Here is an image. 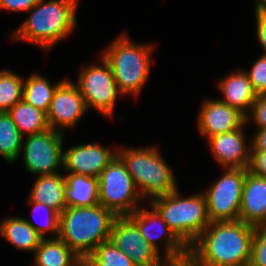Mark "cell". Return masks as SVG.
<instances>
[{
  "label": "cell",
  "instance_id": "cell-2",
  "mask_svg": "<svg viewBox=\"0 0 266 266\" xmlns=\"http://www.w3.org/2000/svg\"><path fill=\"white\" fill-rule=\"evenodd\" d=\"M116 215L101 204L66 207L60 213L59 238L81 259L109 240Z\"/></svg>",
  "mask_w": 266,
  "mask_h": 266
},
{
  "label": "cell",
  "instance_id": "cell-7",
  "mask_svg": "<svg viewBox=\"0 0 266 266\" xmlns=\"http://www.w3.org/2000/svg\"><path fill=\"white\" fill-rule=\"evenodd\" d=\"M98 181L99 204L116 216H128L140 207L143 198L118 155L101 172Z\"/></svg>",
  "mask_w": 266,
  "mask_h": 266
},
{
  "label": "cell",
  "instance_id": "cell-24",
  "mask_svg": "<svg viewBox=\"0 0 266 266\" xmlns=\"http://www.w3.org/2000/svg\"><path fill=\"white\" fill-rule=\"evenodd\" d=\"M63 81L61 80L51 85L44 76L34 73L23 82L22 99L26 103L47 113L54 92Z\"/></svg>",
  "mask_w": 266,
  "mask_h": 266
},
{
  "label": "cell",
  "instance_id": "cell-29",
  "mask_svg": "<svg viewBox=\"0 0 266 266\" xmlns=\"http://www.w3.org/2000/svg\"><path fill=\"white\" fill-rule=\"evenodd\" d=\"M248 266H266V224L255 226Z\"/></svg>",
  "mask_w": 266,
  "mask_h": 266
},
{
  "label": "cell",
  "instance_id": "cell-30",
  "mask_svg": "<svg viewBox=\"0 0 266 266\" xmlns=\"http://www.w3.org/2000/svg\"><path fill=\"white\" fill-rule=\"evenodd\" d=\"M250 71L246 72L252 88L257 95H266V55H262L252 64Z\"/></svg>",
  "mask_w": 266,
  "mask_h": 266
},
{
  "label": "cell",
  "instance_id": "cell-21",
  "mask_svg": "<svg viewBox=\"0 0 266 266\" xmlns=\"http://www.w3.org/2000/svg\"><path fill=\"white\" fill-rule=\"evenodd\" d=\"M0 236L17 249L35 252L42 237L22 217H8L0 223Z\"/></svg>",
  "mask_w": 266,
  "mask_h": 266
},
{
  "label": "cell",
  "instance_id": "cell-3",
  "mask_svg": "<svg viewBox=\"0 0 266 266\" xmlns=\"http://www.w3.org/2000/svg\"><path fill=\"white\" fill-rule=\"evenodd\" d=\"M78 3L79 0H40L12 39L26 40L49 51L75 29Z\"/></svg>",
  "mask_w": 266,
  "mask_h": 266
},
{
  "label": "cell",
  "instance_id": "cell-23",
  "mask_svg": "<svg viewBox=\"0 0 266 266\" xmlns=\"http://www.w3.org/2000/svg\"><path fill=\"white\" fill-rule=\"evenodd\" d=\"M7 113L23 136L39 134L50 129L47 113L26 103L23 99Z\"/></svg>",
  "mask_w": 266,
  "mask_h": 266
},
{
  "label": "cell",
  "instance_id": "cell-32",
  "mask_svg": "<svg viewBox=\"0 0 266 266\" xmlns=\"http://www.w3.org/2000/svg\"><path fill=\"white\" fill-rule=\"evenodd\" d=\"M248 171L256 176L266 177V151L251 150Z\"/></svg>",
  "mask_w": 266,
  "mask_h": 266
},
{
  "label": "cell",
  "instance_id": "cell-36",
  "mask_svg": "<svg viewBox=\"0 0 266 266\" xmlns=\"http://www.w3.org/2000/svg\"><path fill=\"white\" fill-rule=\"evenodd\" d=\"M165 263V264H164ZM160 266H200L190 255L176 260H165Z\"/></svg>",
  "mask_w": 266,
  "mask_h": 266
},
{
  "label": "cell",
  "instance_id": "cell-15",
  "mask_svg": "<svg viewBox=\"0 0 266 266\" xmlns=\"http://www.w3.org/2000/svg\"><path fill=\"white\" fill-rule=\"evenodd\" d=\"M197 122L200 133L207 139L238 130L247 123L243 113L219 99L204 101Z\"/></svg>",
  "mask_w": 266,
  "mask_h": 266
},
{
  "label": "cell",
  "instance_id": "cell-33",
  "mask_svg": "<svg viewBox=\"0 0 266 266\" xmlns=\"http://www.w3.org/2000/svg\"><path fill=\"white\" fill-rule=\"evenodd\" d=\"M40 0H0V9L16 12L27 11L36 5Z\"/></svg>",
  "mask_w": 266,
  "mask_h": 266
},
{
  "label": "cell",
  "instance_id": "cell-6",
  "mask_svg": "<svg viewBox=\"0 0 266 266\" xmlns=\"http://www.w3.org/2000/svg\"><path fill=\"white\" fill-rule=\"evenodd\" d=\"M117 152L142 198L152 200L178 189L173 172L156 148H120Z\"/></svg>",
  "mask_w": 266,
  "mask_h": 266
},
{
  "label": "cell",
  "instance_id": "cell-34",
  "mask_svg": "<svg viewBox=\"0 0 266 266\" xmlns=\"http://www.w3.org/2000/svg\"><path fill=\"white\" fill-rule=\"evenodd\" d=\"M255 14L257 22V38L264 49L263 55H266V9H255Z\"/></svg>",
  "mask_w": 266,
  "mask_h": 266
},
{
  "label": "cell",
  "instance_id": "cell-28",
  "mask_svg": "<svg viewBox=\"0 0 266 266\" xmlns=\"http://www.w3.org/2000/svg\"><path fill=\"white\" fill-rule=\"evenodd\" d=\"M29 204L32 205L33 211L32 212H40V211H45L46 213V220L44 221L46 224H42L39 226L38 224L36 225L29 219H25L27 223H29L35 230L36 232L42 237L46 238L45 232L50 231L52 232L55 238L59 236V222H60V213H58L56 210L52 209L51 207L46 206L44 203H37V202H32L29 199Z\"/></svg>",
  "mask_w": 266,
  "mask_h": 266
},
{
  "label": "cell",
  "instance_id": "cell-25",
  "mask_svg": "<svg viewBox=\"0 0 266 266\" xmlns=\"http://www.w3.org/2000/svg\"><path fill=\"white\" fill-rule=\"evenodd\" d=\"M7 112H0V155L8 162H14L21 154L25 141Z\"/></svg>",
  "mask_w": 266,
  "mask_h": 266
},
{
  "label": "cell",
  "instance_id": "cell-37",
  "mask_svg": "<svg viewBox=\"0 0 266 266\" xmlns=\"http://www.w3.org/2000/svg\"><path fill=\"white\" fill-rule=\"evenodd\" d=\"M255 9H266V0H256Z\"/></svg>",
  "mask_w": 266,
  "mask_h": 266
},
{
  "label": "cell",
  "instance_id": "cell-16",
  "mask_svg": "<svg viewBox=\"0 0 266 266\" xmlns=\"http://www.w3.org/2000/svg\"><path fill=\"white\" fill-rule=\"evenodd\" d=\"M227 133L209 137L212 153L223 168L248 169L250 163L251 146L246 145L243 127ZM249 148V149H248Z\"/></svg>",
  "mask_w": 266,
  "mask_h": 266
},
{
  "label": "cell",
  "instance_id": "cell-35",
  "mask_svg": "<svg viewBox=\"0 0 266 266\" xmlns=\"http://www.w3.org/2000/svg\"><path fill=\"white\" fill-rule=\"evenodd\" d=\"M250 143L251 150L266 151V128L258 129L255 135H253Z\"/></svg>",
  "mask_w": 266,
  "mask_h": 266
},
{
  "label": "cell",
  "instance_id": "cell-17",
  "mask_svg": "<svg viewBox=\"0 0 266 266\" xmlns=\"http://www.w3.org/2000/svg\"><path fill=\"white\" fill-rule=\"evenodd\" d=\"M239 220L253 226L266 224V177L256 176L247 171Z\"/></svg>",
  "mask_w": 266,
  "mask_h": 266
},
{
  "label": "cell",
  "instance_id": "cell-11",
  "mask_svg": "<svg viewBox=\"0 0 266 266\" xmlns=\"http://www.w3.org/2000/svg\"><path fill=\"white\" fill-rule=\"evenodd\" d=\"M109 240L126 254L136 266H160L161 254L140 233L138 226L128 216H117Z\"/></svg>",
  "mask_w": 266,
  "mask_h": 266
},
{
  "label": "cell",
  "instance_id": "cell-13",
  "mask_svg": "<svg viewBox=\"0 0 266 266\" xmlns=\"http://www.w3.org/2000/svg\"><path fill=\"white\" fill-rule=\"evenodd\" d=\"M87 110L78 87L64 79L55 90L47 111L50 129L56 130L55 126H59L58 130L64 133L63 129L74 127Z\"/></svg>",
  "mask_w": 266,
  "mask_h": 266
},
{
  "label": "cell",
  "instance_id": "cell-5",
  "mask_svg": "<svg viewBox=\"0 0 266 266\" xmlns=\"http://www.w3.org/2000/svg\"><path fill=\"white\" fill-rule=\"evenodd\" d=\"M126 34L115 39L100 55L112 68L119 92L138 96L150 75L153 46L133 43Z\"/></svg>",
  "mask_w": 266,
  "mask_h": 266
},
{
  "label": "cell",
  "instance_id": "cell-19",
  "mask_svg": "<svg viewBox=\"0 0 266 266\" xmlns=\"http://www.w3.org/2000/svg\"><path fill=\"white\" fill-rule=\"evenodd\" d=\"M29 199L32 202L44 203L58 213L66 207V179L59 173L40 175L32 186Z\"/></svg>",
  "mask_w": 266,
  "mask_h": 266
},
{
  "label": "cell",
  "instance_id": "cell-18",
  "mask_svg": "<svg viewBox=\"0 0 266 266\" xmlns=\"http://www.w3.org/2000/svg\"><path fill=\"white\" fill-rule=\"evenodd\" d=\"M218 87L223 95V98L219 100L248 116L247 112L251 111L257 94L254 92L245 70H236L223 79L221 78Z\"/></svg>",
  "mask_w": 266,
  "mask_h": 266
},
{
  "label": "cell",
  "instance_id": "cell-1",
  "mask_svg": "<svg viewBox=\"0 0 266 266\" xmlns=\"http://www.w3.org/2000/svg\"><path fill=\"white\" fill-rule=\"evenodd\" d=\"M255 226L241 220L211 222L189 247L200 266H248Z\"/></svg>",
  "mask_w": 266,
  "mask_h": 266
},
{
  "label": "cell",
  "instance_id": "cell-20",
  "mask_svg": "<svg viewBox=\"0 0 266 266\" xmlns=\"http://www.w3.org/2000/svg\"><path fill=\"white\" fill-rule=\"evenodd\" d=\"M65 179L67 207H90L99 204L97 177L69 173Z\"/></svg>",
  "mask_w": 266,
  "mask_h": 266
},
{
  "label": "cell",
  "instance_id": "cell-8",
  "mask_svg": "<svg viewBox=\"0 0 266 266\" xmlns=\"http://www.w3.org/2000/svg\"><path fill=\"white\" fill-rule=\"evenodd\" d=\"M247 171L248 169L226 168L221 178L203 192L210 222L239 220Z\"/></svg>",
  "mask_w": 266,
  "mask_h": 266
},
{
  "label": "cell",
  "instance_id": "cell-10",
  "mask_svg": "<svg viewBox=\"0 0 266 266\" xmlns=\"http://www.w3.org/2000/svg\"><path fill=\"white\" fill-rule=\"evenodd\" d=\"M21 151L27 172L50 175L63 167V132L48 129L45 132L27 135Z\"/></svg>",
  "mask_w": 266,
  "mask_h": 266
},
{
  "label": "cell",
  "instance_id": "cell-9",
  "mask_svg": "<svg viewBox=\"0 0 266 266\" xmlns=\"http://www.w3.org/2000/svg\"><path fill=\"white\" fill-rule=\"evenodd\" d=\"M102 65L83 67L75 84L84 98L87 109L94 108L112 118L119 92L109 63L101 56Z\"/></svg>",
  "mask_w": 266,
  "mask_h": 266
},
{
  "label": "cell",
  "instance_id": "cell-22",
  "mask_svg": "<svg viewBox=\"0 0 266 266\" xmlns=\"http://www.w3.org/2000/svg\"><path fill=\"white\" fill-rule=\"evenodd\" d=\"M35 253L34 266H74L81 258L59 237L42 238Z\"/></svg>",
  "mask_w": 266,
  "mask_h": 266
},
{
  "label": "cell",
  "instance_id": "cell-14",
  "mask_svg": "<svg viewBox=\"0 0 266 266\" xmlns=\"http://www.w3.org/2000/svg\"><path fill=\"white\" fill-rule=\"evenodd\" d=\"M118 155L99 144H80L64 152L63 168L69 173L99 177L107 165Z\"/></svg>",
  "mask_w": 266,
  "mask_h": 266
},
{
  "label": "cell",
  "instance_id": "cell-31",
  "mask_svg": "<svg viewBox=\"0 0 266 266\" xmlns=\"http://www.w3.org/2000/svg\"><path fill=\"white\" fill-rule=\"evenodd\" d=\"M251 114L246 116V121L251 120L257 125V129L266 128V95H257L251 108Z\"/></svg>",
  "mask_w": 266,
  "mask_h": 266
},
{
  "label": "cell",
  "instance_id": "cell-27",
  "mask_svg": "<svg viewBox=\"0 0 266 266\" xmlns=\"http://www.w3.org/2000/svg\"><path fill=\"white\" fill-rule=\"evenodd\" d=\"M24 80L10 70L0 71V112H8L22 100Z\"/></svg>",
  "mask_w": 266,
  "mask_h": 266
},
{
  "label": "cell",
  "instance_id": "cell-26",
  "mask_svg": "<svg viewBox=\"0 0 266 266\" xmlns=\"http://www.w3.org/2000/svg\"><path fill=\"white\" fill-rule=\"evenodd\" d=\"M86 266H136L111 240L98 245L85 259Z\"/></svg>",
  "mask_w": 266,
  "mask_h": 266
},
{
  "label": "cell",
  "instance_id": "cell-4",
  "mask_svg": "<svg viewBox=\"0 0 266 266\" xmlns=\"http://www.w3.org/2000/svg\"><path fill=\"white\" fill-rule=\"evenodd\" d=\"M149 201L166 225L188 248L211 223L203 192L182 198L177 189Z\"/></svg>",
  "mask_w": 266,
  "mask_h": 266
},
{
  "label": "cell",
  "instance_id": "cell-12",
  "mask_svg": "<svg viewBox=\"0 0 266 266\" xmlns=\"http://www.w3.org/2000/svg\"><path fill=\"white\" fill-rule=\"evenodd\" d=\"M151 209L152 211L139 207L128 217L138 226L143 238L159 253V242L157 240L164 241L166 260H176L188 256L189 248L166 225L159 212L153 206H151ZM155 225L158 228L156 232L158 235L153 232L152 226Z\"/></svg>",
  "mask_w": 266,
  "mask_h": 266
},
{
  "label": "cell",
  "instance_id": "cell-38",
  "mask_svg": "<svg viewBox=\"0 0 266 266\" xmlns=\"http://www.w3.org/2000/svg\"><path fill=\"white\" fill-rule=\"evenodd\" d=\"M74 266H86L85 260L80 259Z\"/></svg>",
  "mask_w": 266,
  "mask_h": 266
}]
</instances>
